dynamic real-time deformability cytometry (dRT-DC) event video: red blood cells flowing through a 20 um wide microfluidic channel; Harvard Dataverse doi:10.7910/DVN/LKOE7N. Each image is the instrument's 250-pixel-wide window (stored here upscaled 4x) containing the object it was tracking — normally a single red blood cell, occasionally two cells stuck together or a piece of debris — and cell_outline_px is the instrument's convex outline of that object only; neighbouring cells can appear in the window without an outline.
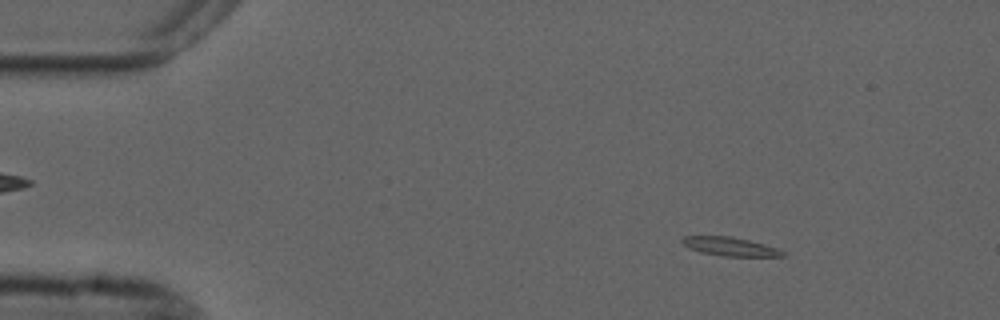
{"species": "common noctule bat (a hibernating species)", "species_latin": "Nyctalus noctula", "temperature_condition": "cold", "stored_images_in_passage": 54, "camera_frame_rate_fps": 3000, "um_per_image_px": 0.085, "animal": {"sex": "male", "forearm_length_mm": 52.5}, "frame": {"image": 1, "passage_image": 7, "time_ms": 2.0, "image_size_px": [1000, 320], "cell_outline_px": [[784, 256], [724, 256], [700, 252], [688, 248], [680, 240], [684, 236], [732, 236], [764, 244], [776, 248], [784, 252]], "centroid_in_image_um": [62.01, 20.95], "position_along_channel_um": 23.0, "area_um2": 10.81}}
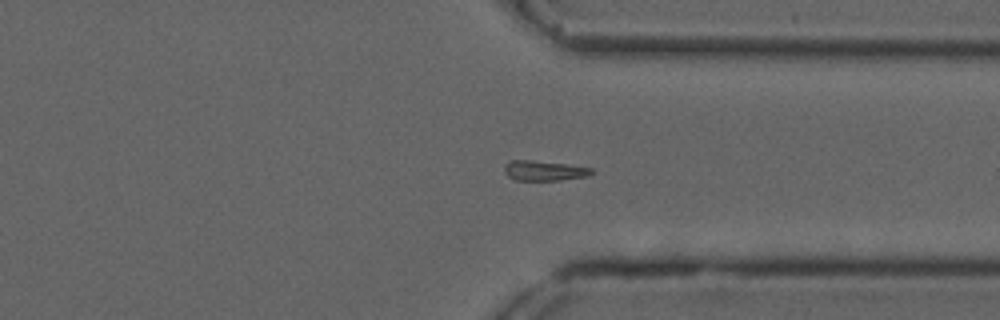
{"frame": {"image": 2, "passage_image": 41, "time_ms": 13.333, "image_size_px": [1000, 320], "cell_outline_px": [[596, 172], [588, 176], [560, 180], [512, 180], [504, 172], [504, 164], [508, 160], [532, 160], [568, 164], [592, 168]], "centroid_in_image_um": [46.24, 14.5], "position_along_channel_um": 365.2, "area_um2": 10.4}}
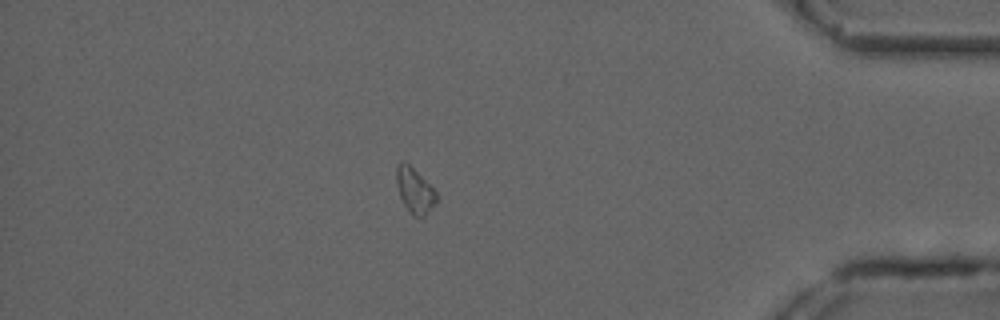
{"frame": {"image": 3, "passage_image": 47, "time_ms": 15.333, "image_size_px": [1000, 320], "cell_outline_px": [[436, 200], [424, 216], [412, 216], [404, 204], [400, 196], [396, 180], [396, 168], [400, 160], [404, 160], [436, 192]], "centroid_in_image_um": [35.2, 16.17], "position_along_channel_um": 400.0, "area_um2": 10.06}}